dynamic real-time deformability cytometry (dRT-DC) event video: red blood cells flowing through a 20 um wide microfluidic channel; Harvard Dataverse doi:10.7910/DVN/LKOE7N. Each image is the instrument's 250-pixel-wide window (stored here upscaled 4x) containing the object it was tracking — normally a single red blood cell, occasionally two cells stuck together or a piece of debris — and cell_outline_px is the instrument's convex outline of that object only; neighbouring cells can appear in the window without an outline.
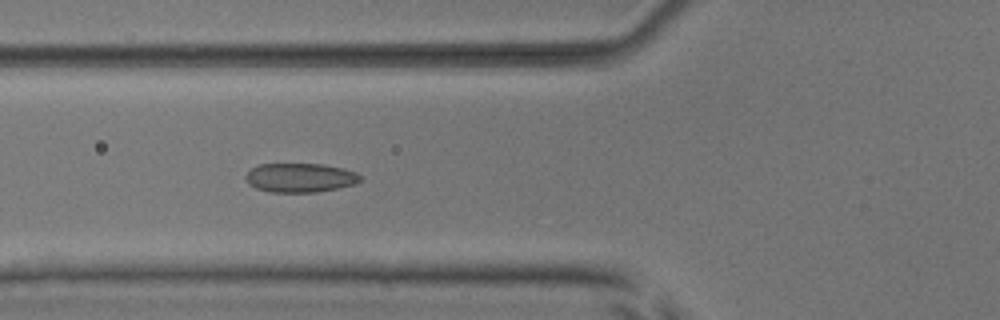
{"species": "common noctule bat (a hibernating species)", "species_latin": "Nyctalus noctula", "temperature_condition": "room temperature", "stored_images_in_passage": 4, "camera_frame_rate_fps": 3000, "um_per_image_px": 0.085, "animal": {"sex": "male", "body_mass_g": 17.9, "forearm_length_mm": 54.2}, "frame": {"image": 1, "passage_image": 4, "time_ms": 3.333, "image_size_px": [1000, 320], "cell_outline_px": [[360, 180], [356, 184], [316, 192], [272, 192], [256, 188], [248, 184], [244, 176], [252, 168], [260, 164], [324, 164], [344, 168], [356, 172], [360, 176]], "centroid_in_image_um": [25.5, 15.1], "position_along_channel_um": 100.3, "area_um2": 19.42}}